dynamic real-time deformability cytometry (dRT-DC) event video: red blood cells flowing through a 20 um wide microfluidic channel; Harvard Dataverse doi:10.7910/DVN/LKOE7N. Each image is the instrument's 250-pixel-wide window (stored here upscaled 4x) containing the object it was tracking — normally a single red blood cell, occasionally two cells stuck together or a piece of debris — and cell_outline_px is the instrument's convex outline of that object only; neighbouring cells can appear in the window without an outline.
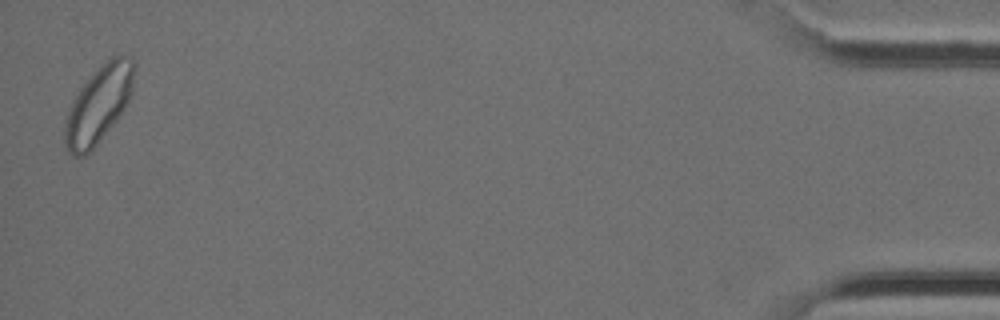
{"species": "Egyptian fruit bat (a non-hibernating species)", "species_latin": "Rousettus aegyptiacus", "temperature_condition": "cold", "stored_images_in_passage": 35, "camera_frame_rate_fps": 3000, "um_per_image_px": 0.085, "animal": {"sex": "female"}, "frame": {"image": 1, "passage_image": 35, "time_ms": 11.333, "image_size_px": [1000, 320], "cell_outline_px": [[132, 92], [120, 116], [96, 144], [84, 156], [72, 156], [68, 152], [64, 144], [64, 124], [68, 108], [80, 88], [112, 56], [124, 56], [132, 60]], "centroid_in_image_um": [8.32, 8.97], "position_along_channel_um": 426.9, "area_um2": 30.11}}